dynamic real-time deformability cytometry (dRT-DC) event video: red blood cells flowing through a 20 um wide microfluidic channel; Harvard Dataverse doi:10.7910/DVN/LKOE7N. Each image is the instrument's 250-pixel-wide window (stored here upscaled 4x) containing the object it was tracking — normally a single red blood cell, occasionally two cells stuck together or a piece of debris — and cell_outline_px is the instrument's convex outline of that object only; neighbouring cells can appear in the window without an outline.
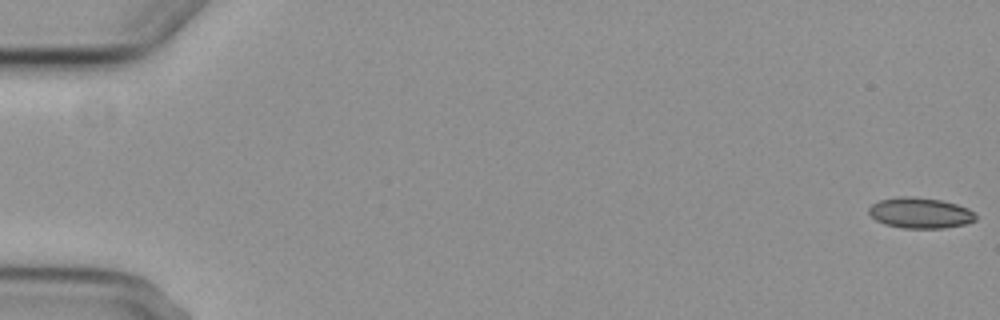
{"species": "common noctule bat (a hibernating species)", "species_latin": "Nyctalus noctula", "temperature_condition": "cold", "stored_images_in_passage": 6, "camera_frame_rate_fps": 3000, "um_per_image_px": 0.085, "animal": {"sex": "female", "body_mass_g": 29.2, "forearm_length_mm": 56.3}, "frame": {"image": 1, "passage_image": 1, "time_ms": 0.0, "image_size_px": [1000, 320], "cell_outline_px": [[976, 220], [964, 224], [944, 228], [904, 228], [884, 224], [876, 220], [868, 212], [868, 208], [872, 204], [880, 200], [940, 200], [956, 204], [968, 208], [976, 216]], "centroid_in_image_um": [78.25, 18.17], "position_along_channel_um": 6.7, "area_um2": 17.98}}